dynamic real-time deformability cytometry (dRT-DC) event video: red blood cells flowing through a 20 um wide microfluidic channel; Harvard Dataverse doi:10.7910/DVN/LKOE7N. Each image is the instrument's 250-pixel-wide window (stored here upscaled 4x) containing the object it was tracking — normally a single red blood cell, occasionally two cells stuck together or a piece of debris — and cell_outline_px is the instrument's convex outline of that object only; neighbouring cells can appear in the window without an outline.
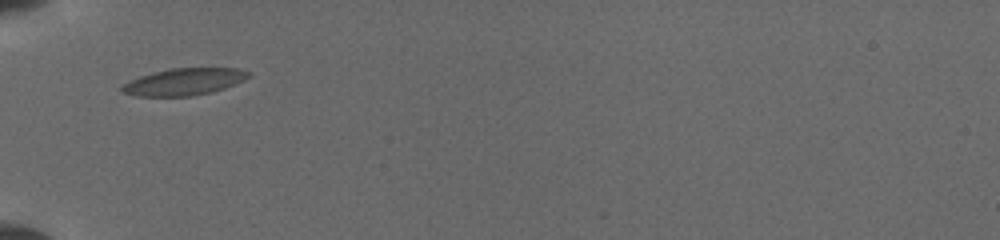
{"species": "common noctule bat (a hibernating species)", "species_latin": "Nyctalus noctula", "temperature_condition": "cold", "stored_images_in_passage": 37, "camera_frame_rate_fps": 3000, "um_per_image_px": 0.085, "animal": {"sex": "female", "body_mass_g": 19.5, "forearm_length_mm": 54.1}, "frame": {"image": 1, "passage_image": 1, "time_ms": 0.0, "image_size_px": [1000, 240], "cell_outline_px": [[252, 76], [244, 80], [224, 88], [212, 92], [192, 96], [136, 96], [120, 92], [120, 88], [128, 80], [152, 72], [168, 68], [240, 68], [252, 72]], "centroid_in_image_um": [15.65, 6.94], "position_along_channel_um": 69.4, "area_um2": 20.17}}
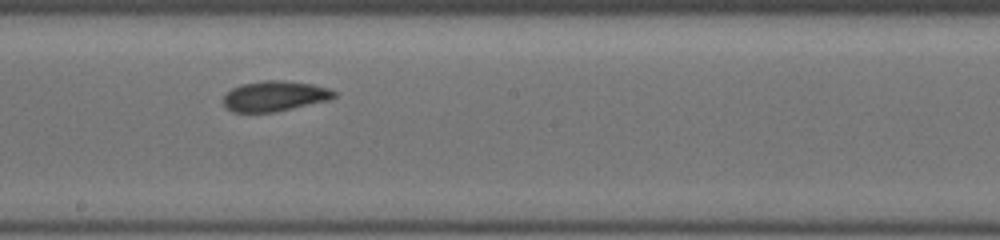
{"frame": {"image": 2, "passage_image": 21, "time_ms": 4.0, "image_size_px": [1000, 240], "cell_outline_px": [[336, 96], [328, 100], [272, 112], [232, 112], [224, 108], [224, 96], [232, 88], [240, 84], [264, 80], [280, 80], [312, 84], [328, 88], [336, 92]], "centroid_in_image_um": [23.31, 8.16], "position_along_channel_um": 224.9, "area_um2": 19.42}}
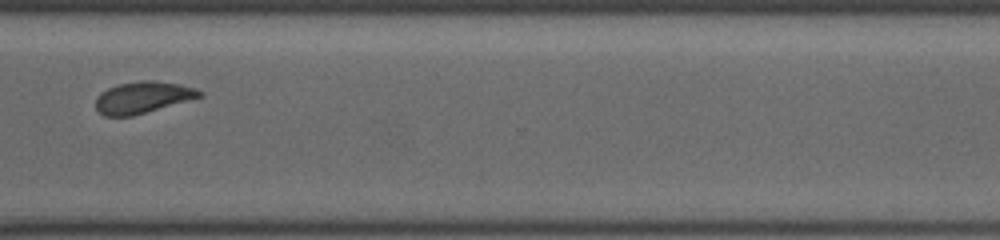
{"frame": {"image": 3, "passage_image": 36, "time_ms": 7.333, "image_size_px": [1000, 240], "cell_outline_px": [[204, 96], [132, 116], [104, 116], [96, 108], [96, 100], [100, 92], [108, 88], [120, 84], [140, 80], [152, 80], [180, 84], [196, 88], [204, 92]], "centroid_in_image_um": [12.16, 8.27], "position_along_channel_um": 358.4, "area_um2": 19.13}}